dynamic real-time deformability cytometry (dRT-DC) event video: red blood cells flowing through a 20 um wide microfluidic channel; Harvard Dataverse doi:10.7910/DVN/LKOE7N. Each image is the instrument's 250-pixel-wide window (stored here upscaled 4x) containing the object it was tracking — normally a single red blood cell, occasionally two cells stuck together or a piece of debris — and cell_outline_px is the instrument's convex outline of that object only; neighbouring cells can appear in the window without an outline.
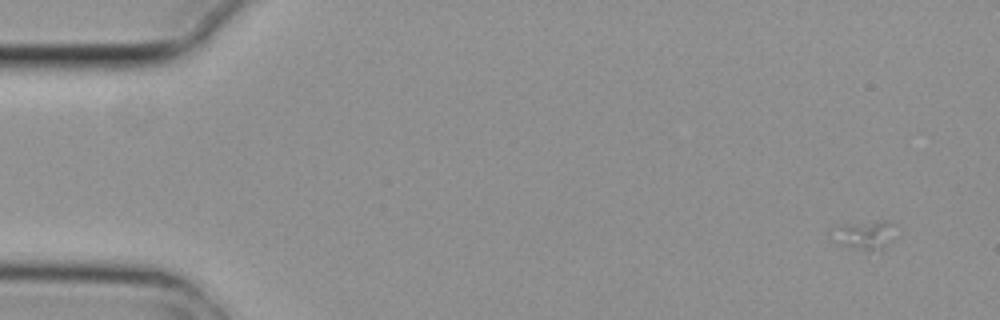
{"species": "common noctule bat (a hibernating species)", "species_latin": "Nyctalus noctula", "temperature_condition": "cold", "stored_images_in_passage": 5, "camera_frame_rate_fps": 3000, "um_per_image_px": 0.085, "animal": {"sex": "female", "body_mass_g": 29.2, "forearm_length_mm": 56.3}, "frame": {"image": 1, "passage_image": 2, "time_ms": 0.333, "image_size_px": [1000, 320], "cell_outline_px": [[892, 224], [888, 244], [880, 252], [868, 252], [836, 244], [832, 240], [840, 224], [880, 220], [888, 220]], "centroid_in_image_um": [73.46, 20.01], "position_along_channel_um": 11.5, "area_um2": 10.58}}